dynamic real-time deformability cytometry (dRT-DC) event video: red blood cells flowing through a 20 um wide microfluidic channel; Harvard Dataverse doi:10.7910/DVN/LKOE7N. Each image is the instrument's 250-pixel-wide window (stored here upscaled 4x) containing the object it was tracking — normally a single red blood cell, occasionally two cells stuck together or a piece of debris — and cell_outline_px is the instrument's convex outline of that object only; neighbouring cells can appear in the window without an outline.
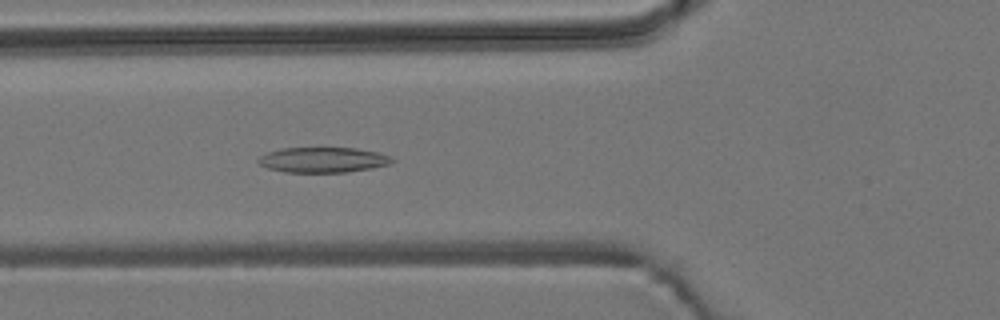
{"species": "common noctule bat (a hibernating species)", "species_latin": "Nyctalus noctula", "temperature_condition": "room temperature", "stored_images_in_passage": 54, "camera_frame_rate_fps": 3000, "um_per_image_px": 0.085, "animal": {"sex": "male", "body_mass_g": 19.2, "forearm_length_mm": 51.8}, "frame": {"image": 1, "passage_image": 20, "time_ms": 6.333, "image_size_px": [1000, 320], "cell_outline_px": [[396, 160], [388, 164], [372, 168], [348, 172], [284, 172], [268, 168], [260, 164], [256, 160], [260, 156], [268, 152], [284, 148], [356, 148], [376, 152], [388, 156]], "centroid_in_image_um": [27.44, 13.59], "position_along_channel_um": 98.4, "area_um2": 19.54}}
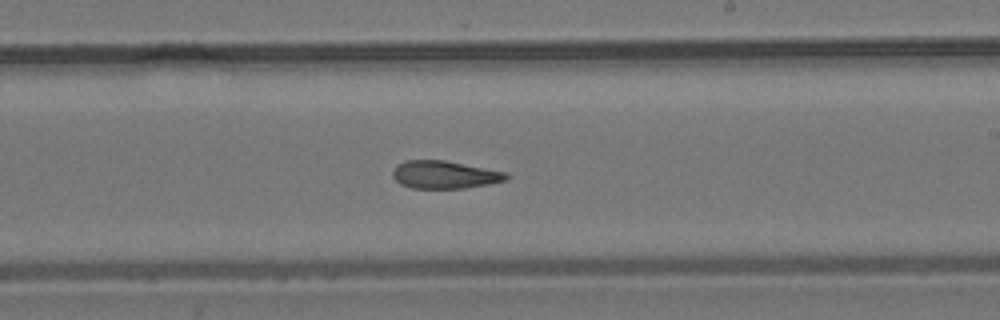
{"frame": {"image": 2, "passage_image": 32, "time_ms": 10.333, "image_size_px": [1000, 320], "cell_outline_px": [[508, 180], [488, 184], [464, 188], [412, 188], [400, 184], [392, 176], [392, 172], [396, 164], [408, 160], [444, 160], [508, 172]], "centroid_in_image_um": [37.79, 14.84], "position_along_channel_um": 251.2, "area_um2": 18.44}}
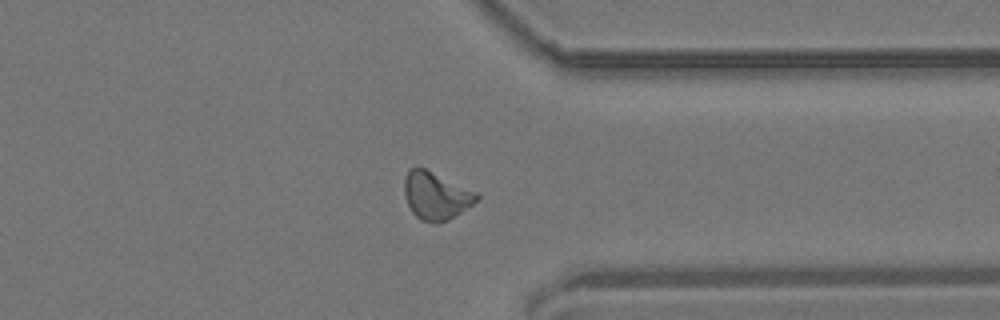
{"frame": {"image": 3, "passage_image": 42, "time_ms": 13.667, "image_size_px": [1000, 320], "cell_outline_px": [[480, 200], [456, 216], [440, 224], [432, 224], [420, 220], [412, 212], [404, 196], [404, 180], [408, 172], [412, 168], [424, 168], [476, 192], [480, 196]], "centroid_in_image_um": [37.07, 16.69], "position_along_channel_um": 374.3, "area_um2": 20.17}, "authors_computed_cell_mechanics": {"area_um2": 19.3341, "velocity_mm_per_s": 3.8146, "shape_relaxation_time_tau1_ms": null, "shape_relaxation_time_tau2_ms": 3.3539, "deformation_change_tau1": null, "deformation_change_tau2": 0.1073}}